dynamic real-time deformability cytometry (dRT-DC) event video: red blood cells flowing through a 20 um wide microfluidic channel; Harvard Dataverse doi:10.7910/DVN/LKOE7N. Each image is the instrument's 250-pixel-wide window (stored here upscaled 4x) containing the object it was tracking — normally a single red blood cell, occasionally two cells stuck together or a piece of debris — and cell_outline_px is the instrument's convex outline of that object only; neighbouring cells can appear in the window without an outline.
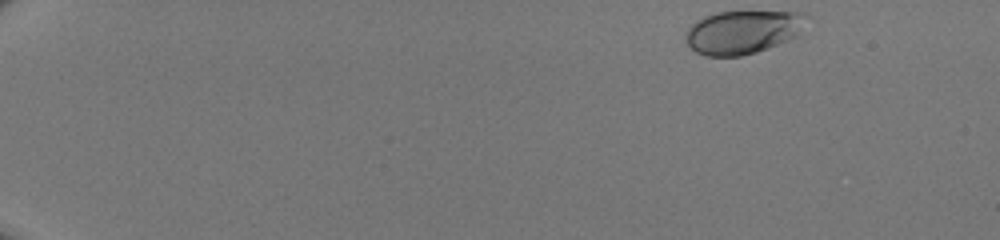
{"species": "human", "species_latin": "Homo sapiens", "temperature_condition": "room temperature", "stored_images_in_passage": 45, "camera_frame_rate_fps": 3000, "um_per_image_px": 0.085, "donor": {"sex": "male"}, "frame": {"image": 1, "passage_image": 1, "time_ms": 0.0, "image_size_px": [1000, 240], "cell_outline_px": [[812, 16], [796, 36], [768, 48], [756, 52], [740, 56], [708, 56], [696, 52], [684, 40], [684, 36], [688, 28], [696, 20], [704, 16], [716, 12], [804, 12]], "centroid_in_image_um": [63.15, 2.71], "position_along_channel_um": 21.9, "area_um2": 30.69}}
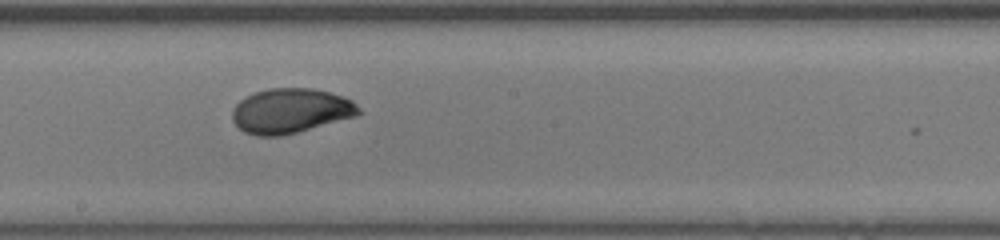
{"frame": {"image": 2, "passage_image": 26, "time_ms": 8.333, "image_size_px": [1000, 240], "cell_outline_px": [[364, 112], [356, 116], [296, 132], [280, 136], [256, 136], [244, 132], [232, 120], [232, 108], [240, 100], [252, 92], [268, 88], [312, 88], [344, 96], [352, 100]], "centroid_in_image_um": [24.69, 9.41], "position_along_channel_um": 223.5, "area_um2": 33.12}}
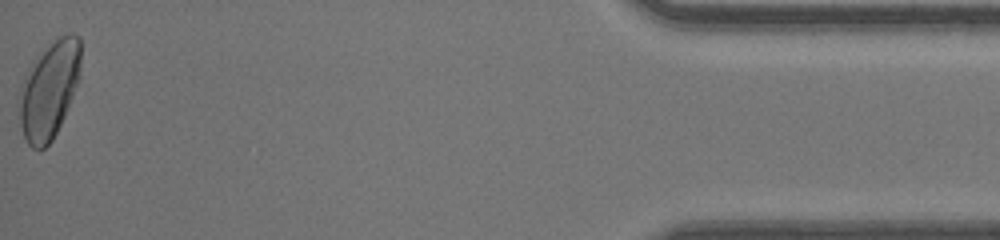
{"frame": {"image": 3, "passage_image": 45, "time_ms": 14.667, "image_size_px": [1000, 240], "cell_outline_px": [[80, 76], [64, 116], [52, 140], [44, 148], [32, 148], [28, 144], [24, 136], [20, 124], [20, 104], [24, 84], [32, 60], [60, 36], [72, 32], [80, 36]], "centroid_in_image_um": [4.22, 7.62], "position_along_channel_um": 431.0, "area_um2": 33.87}}